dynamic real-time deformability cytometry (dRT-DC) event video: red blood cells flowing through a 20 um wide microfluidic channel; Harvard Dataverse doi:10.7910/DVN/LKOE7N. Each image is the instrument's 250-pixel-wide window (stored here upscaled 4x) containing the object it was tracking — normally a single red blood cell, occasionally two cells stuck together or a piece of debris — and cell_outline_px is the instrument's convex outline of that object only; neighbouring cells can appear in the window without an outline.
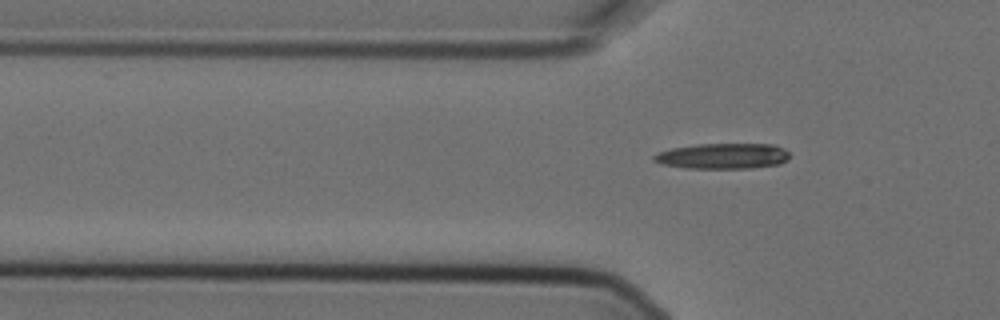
{"species": "Egyptian fruit bat (a non-hibernating species)", "species_latin": "Rousettus aegyptiacus", "temperature_condition": "cold", "stored_images_in_passage": 4, "segment_of_instrument_passage": [2, 2], "camera_frame_rate_fps": 3000, "um_per_image_px": 0.085, "animal": {"sex": "female"}, "frame": {"image": 1, "passage_image": 4, "time_ms": 1.0, "image_size_px": [1000, 320], "cell_outline_px": [[788, 160], [780, 164], [752, 168], [684, 168], [660, 164], [652, 160], [652, 156], [660, 152], [672, 148], [696, 144], [776, 144], [784, 148], [788, 152]], "centroid_in_image_um": [61.44, 13.26], "position_along_channel_um": 64.4, "area_um2": 20.4}}